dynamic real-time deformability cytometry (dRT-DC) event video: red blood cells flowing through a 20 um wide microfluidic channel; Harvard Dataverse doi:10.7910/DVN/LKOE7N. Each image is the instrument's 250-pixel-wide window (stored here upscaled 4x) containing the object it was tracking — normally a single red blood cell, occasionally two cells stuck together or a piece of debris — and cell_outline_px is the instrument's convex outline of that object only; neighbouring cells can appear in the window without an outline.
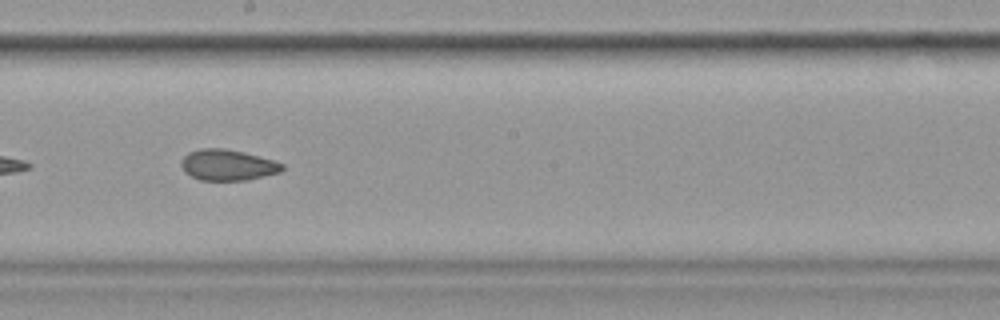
{"species": "common noctule bat (a hibernating species)", "species_latin": "Nyctalus noctula", "temperature_condition": "cold", "stored_images_in_passage": 42, "camera_frame_rate_fps": 3000, "um_per_image_px": 0.085, "animal": {"sex": "female", "body_mass_g": 19.9}, "frame": {"image": 1, "passage_image": 19, "time_ms": 6.0, "image_size_px": [1000, 320], "cell_outline_px": [[284, 168], [280, 172], [248, 180], [200, 180], [184, 172], [180, 164], [180, 160], [188, 152], [200, 148], [224, 148], [244, 152], [272, 160], [284, 164]], "centroid_in_image_um": [19.32, 14.02], "position_along_channel_um": 228.9, "area_um2": 18.26}}